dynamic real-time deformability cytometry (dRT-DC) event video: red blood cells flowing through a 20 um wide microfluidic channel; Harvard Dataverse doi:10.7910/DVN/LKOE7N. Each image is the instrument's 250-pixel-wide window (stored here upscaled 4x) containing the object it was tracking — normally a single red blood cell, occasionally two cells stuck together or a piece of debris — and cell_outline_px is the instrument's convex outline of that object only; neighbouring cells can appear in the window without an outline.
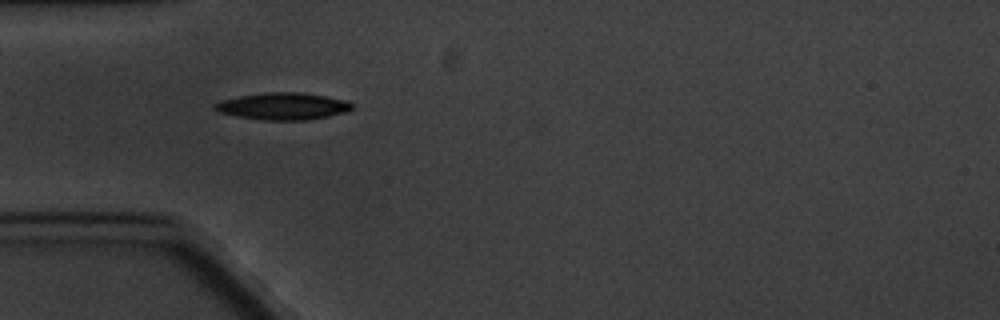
{"species": "common noctule bat (a hibernating species)", "species_latin": "Nyctalus noctula", "temperature_condition": "cold", "stored_images_in_passage": 8, "camera_frame_rate_fps": 3000, "um_per_image_px": 0.085, "animal": {"sex": "male", "body_mass_g": 20.1, "forearm_length_mm": 53.5}, "frame": {"image": 1, "passage_image": 5, "time_ms": 5.333, "image_size_px": [1000, 320], "cell_outline_px": [[352, 108], [348, 112], [308, 120], [264, 120], [236, 116], [220, 112], [212, 108], [212, 104], [220, 100], [240, 96], [268, 92], [300, 92], [348, 100], [352, 104]], "centroid_in_image_um": [24.05, 9.03], "position_along_channel_um": 61.0, "area_um2": 21.68}}